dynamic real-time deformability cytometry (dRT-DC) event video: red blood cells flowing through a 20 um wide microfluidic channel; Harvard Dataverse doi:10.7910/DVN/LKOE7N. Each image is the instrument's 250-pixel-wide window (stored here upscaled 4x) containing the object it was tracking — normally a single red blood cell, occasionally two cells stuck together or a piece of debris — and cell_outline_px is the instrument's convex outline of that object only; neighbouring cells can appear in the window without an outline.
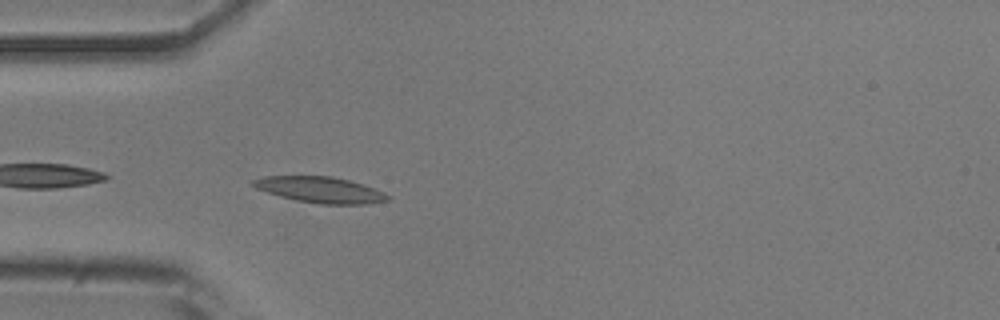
{"species": "common noctule bat (a hibernating species)", "species_latin": "Nyctalus noctula", "temperature_condition": "room temperature", "stored_images_in_passage": 39, "camera_frame_rate_fps": 3000, "um_per_image_px": 0.085, "animal": {"sex": "male", "body_mass_g": 20.5, "forearm_length_mm": 52.5}, "frame": {"image": 1, "passage_image": 2, "time_ms": 0.333, "image_size_px": [1000, 320], "cell_outline_px": [[392, 200], [368, 204], [320, 204], [296, 200], [280, 196], [256, 188], [252, 184], [252, 180], [264, 176], [332, 176], [348, 180], [384, 192], [392, 196]], "centroid_in_image_um": [27.26, 16.14], "position_along_channel_um": 57.7, "area_um2": 20.29}}
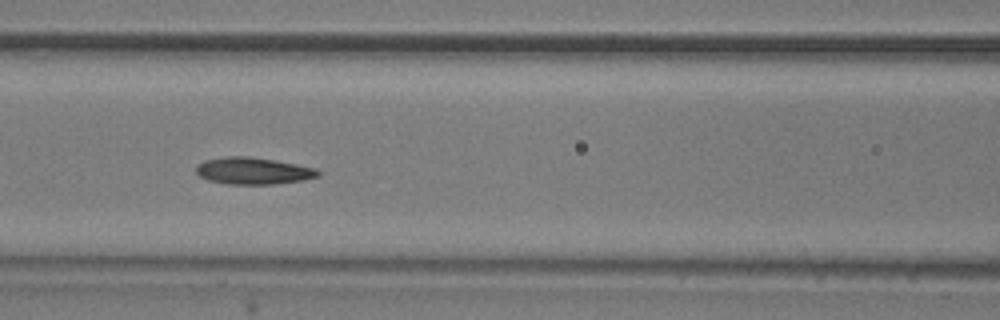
{"frame": {"image": 2, "passage_image": 9, "time_ms": 2.667, "image_size_px": [1000, 320], "cell_outline_px": [[320, 176], [304, 180], [272, 184], [224, 184], [208, 180], [200, 176], [196, 172], [196, 168], [204, 160], [228, 156], [248, 156], [296, 164], [316, 168], [320, 172]], "centroid_in_image_um": [21.53, 14.53], "position_along_channel_um": 145.1, "area_um2": 19.02}}
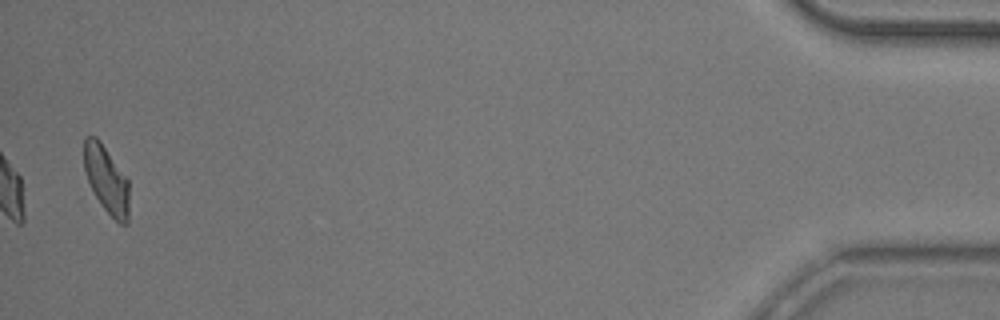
{"frame": {"image": 3, "passage_image": 38, "time_ms": 12.333, "image_size_px": [1000, 320], "cell_outline_px": [[128, 224], [120, 224], [88, 196], [84, 168], [84, 136], [96, 136], [100, 140], [128, 180]], "centroid_in_image_um": [8.97, 15.32], "position_along_channel_um": 426.2, "area_um2": 18.61}, "authors_computed_cell_mechanics": {"area_um2": 18.4382, "velocity_mm_per_s": 3.8428, "shape_relaxation_time_tau1_ms": 6.2486, "shape_relaxation_time_tau2_ms": 3.9428, "deformation_change_tau1": 0.1702, "deformation_change_tau2": 0.1167}}